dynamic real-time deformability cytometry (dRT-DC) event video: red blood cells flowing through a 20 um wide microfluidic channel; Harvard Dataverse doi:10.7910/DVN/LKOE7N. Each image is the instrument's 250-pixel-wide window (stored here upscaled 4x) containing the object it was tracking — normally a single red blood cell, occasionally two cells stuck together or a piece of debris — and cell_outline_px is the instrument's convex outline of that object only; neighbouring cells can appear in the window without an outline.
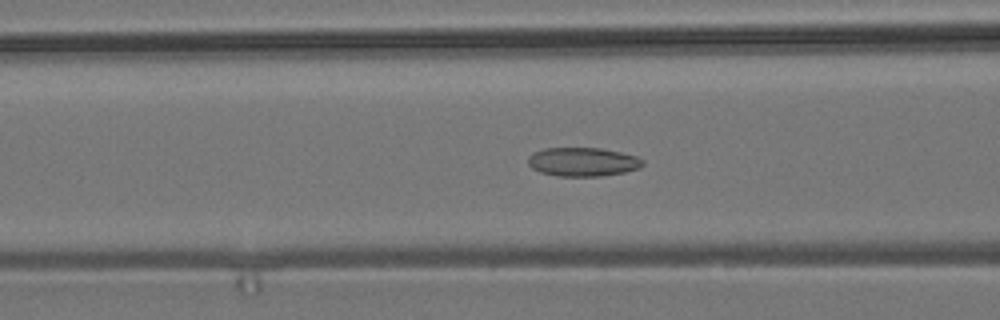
{"species": "common noctule bat (a hibernating species)", "species_latin": "Nyctalus noctula", "temperature_condition": "room temperature", "stored_images_in_passage": 54, "camera_frame_rate_fps": 3000, "um_per_image_px": 0.085, "animal": {"sex": "male", "body_mass_g": 19.2, "forearm_length_mm": 51.8}, "frame": {"image": 1, "passage_image": 21, "time_ms": 6.667, "image_size_px": [1000, 320], "cell_outline_px": [[644, 164], [640, 168], [624, 172], [600, 176], [556, 176], [540, 172], [532, 168], [528, 164], [528, 156], [532, 152], [544, 148], [600, 148], [620, 152], [636, 156], [644, 160]], "centroid_in_image_um": [49.52, 13.76], "position_along_channel_um": 117.1, "area_um2": 19.36}}
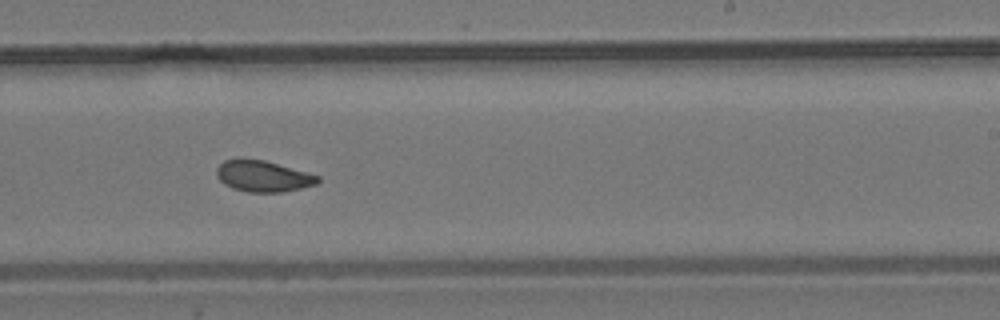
{"frame": {"image": 2, "passage_image": 33, "time_ms": 10.667, "image_size_px": [1000, 320], "cell_outline_px": [[320, 180], [316, 184], [300, 188], [280, 192], [248, 192], [232, 188], [224, 184], [216, 176], [216, 168], [224, 160], [236, 156], [240, 156], [264, 160], [320, 176]], "centroid_in_image_um": [22.29, 14.94], "position_along_channel_um": 266.7, "area_um2": 18.67}}
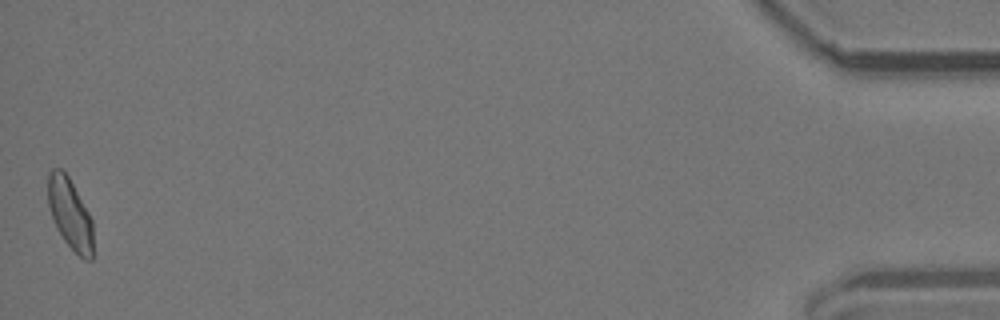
{"frame": {"image": 3, "passage_image": 54, "time_ms": 17.667, "image_size_px": [1000, 320], "cell_outline_px": [[92, 260], [84, 260], [64, 240], [56, 228], [48, 204], [48, 172], [52, 168], [60, 168], [68, 176], [88, 212], [92, 220]], "centroid_in_image_um": [5.94, 18.16], "position_along_channel_um": 429.3, "area_um2": 18.32}, "authors_computed_cell_mechanics": {"area_um2": 18.8428, "velocity_mm_per_s": 3.7433, "shape_relaxation_time_tau1_ms": 7.4697, "shape_relaxation_time_tau2_ms": 1.9913, "deformation_change_tau1": 0.1364, "deformation_change_tau2": 0.0734}}